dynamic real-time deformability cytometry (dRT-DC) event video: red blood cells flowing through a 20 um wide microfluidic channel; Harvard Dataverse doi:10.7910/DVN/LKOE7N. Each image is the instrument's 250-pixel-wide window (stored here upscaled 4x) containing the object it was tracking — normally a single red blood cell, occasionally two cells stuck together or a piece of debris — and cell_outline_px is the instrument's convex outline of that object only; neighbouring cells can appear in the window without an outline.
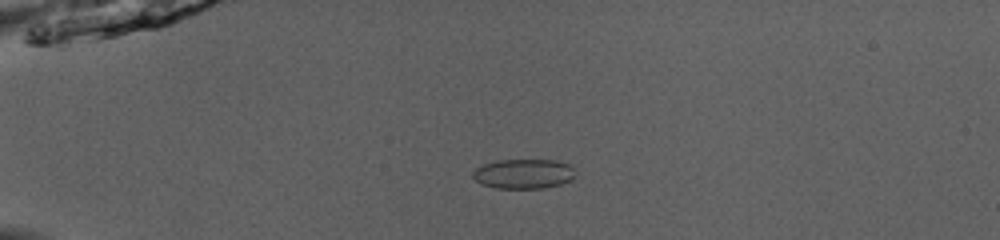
{"species": "common noctule bat (a hibernating species)", "species_latin": "Nyctalus noctula", "temperature_condition": "room temperature", "stored_images_in_passage": 50, "camera_frame_rate_fps": 3000, "um_per_image_px": 0.085, "animal": {"sex": "male", "body_mass_g": 13.0, "forearm_length_mm": 53.1}, "frame": {"image": 1, "passage_image": 13, "time_ms": 4.0, "image_size_px": [1000, 240], "cell_outline_px": [[576, 176], [572, 180], [560, 184], [544, 188], [496, 188], [480, 184], [472, 176], [472, 172], [476, 168], [484, 164], [500, 160], [552, 160], [572, 164]], "centroid_in_image_um": [44.54, 14.77], "position_along_channel_um": 40.5, "area_um2": 17.86}}
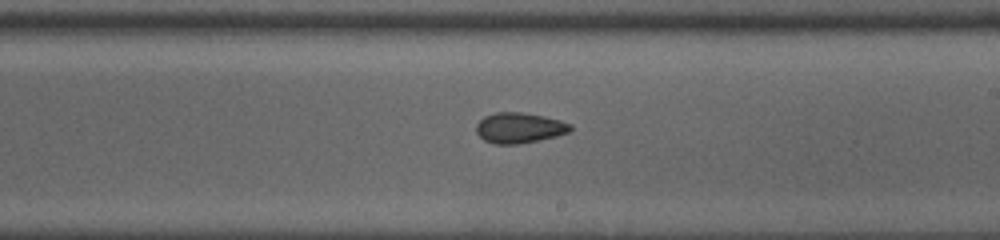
{"frame": {"image": 2, "passage_image": 31, "time_ms": 10.0, "image_size_px": [1000, 240], "cell_outline_px": [[572, 128], [568, 132], [556, 136], [520, 144], [496, 144], [484, 140], [476, 132], [476, 124], [484, 116], [496, 112], [520, 112], [544, 116], [560, 120], [572, 124]], "centroid_in_image_um": [44.13, 10.86], "position_along_channel_um": 244.9, "area_um2": 16.7}}
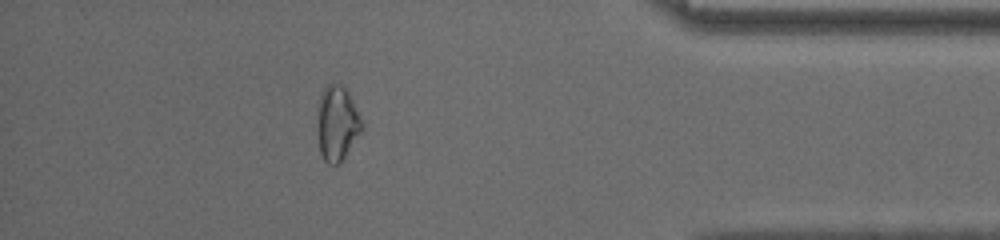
{"frame": {"image": 3, "passage_image": 45, "time_ms": 14.667, "image_size_px": [1000, 240], "cell_outline_px": [[364, 128], [340, 164], [328, 164], [324, 160], [320, 152], [316, 128], [316, 124], [320, 92], [328, 84], [340, 84], [348, 92], [364, 124]], "centroid_in_image_um": [28.64, 10.5], "position_along_channel_um": 406.6, "area_um2": 19.71}, "authors_computed_cell_mechanics": {"area_um2": 17.7446, "velocity_mm_per_s": 4.0667, "shape_relaxation_time_tau1_ms": 3.53, "shape_relaxation_time_tau2_ms": 4.1008, "deformation_change_tau1": 0.075, "deformation_change_tau2": 0.0921}}